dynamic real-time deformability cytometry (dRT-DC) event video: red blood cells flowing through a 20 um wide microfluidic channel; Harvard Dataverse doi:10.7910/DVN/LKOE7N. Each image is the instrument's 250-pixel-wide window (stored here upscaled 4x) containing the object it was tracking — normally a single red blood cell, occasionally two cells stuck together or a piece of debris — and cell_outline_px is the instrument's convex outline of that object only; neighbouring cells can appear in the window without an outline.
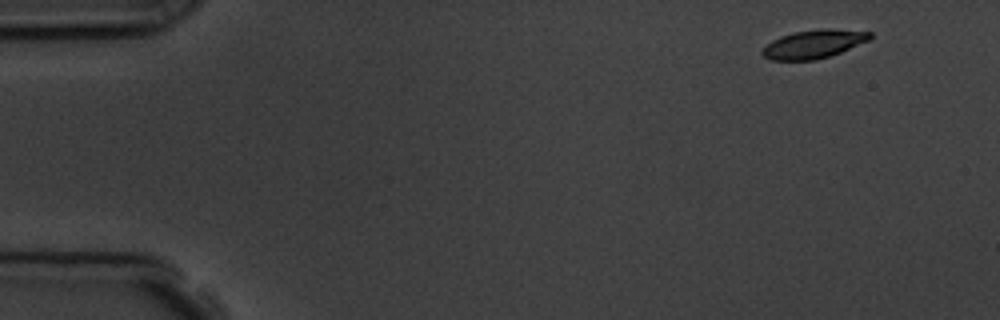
{"species": "common noctule bat (a hibernating species)", "species_latin": "Nyctalus noctula", "temperature_condition": "room temperature", "stored_images_in_passage": 10, "camera_frame_rate_fps": 3000, "um_per_image_px": 0.085, "animal": {"sex": "male", "body_mass_g": 19.5, "forearm_length_mm": 54.6}, "frame": {"image": 1, "passage_image": 1, "time_ms": 0.0, "image_size_px": [1000, 320], "cell_outline_px": [[872, 36], [868, 40], [840, 52], [816, 60], [772, 60], [764, 56], [760, 52], [772, 40], [780, 36], [796, 32], [820, 28], [828, 28], [872, 32]], "centroid_in_image_um": [69.15, 3.74], "position_along_channel_um": 15.8, "area_um2": 17.63}}
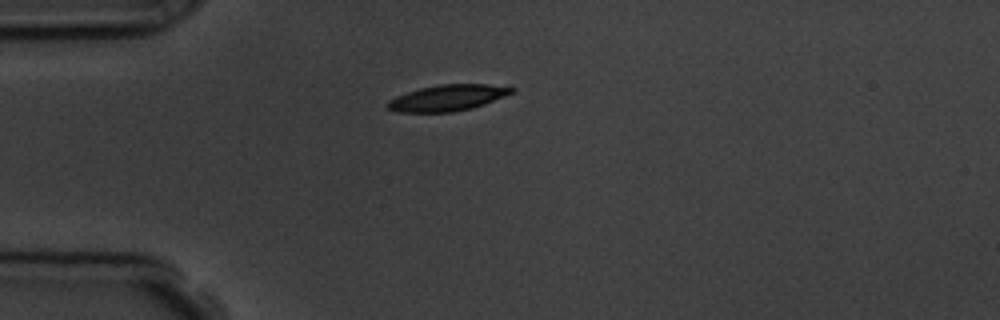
{"frame": {"image": 2, "passage_image": 4, "time_ms": 3.333, "image_size_px": [1000, 320], "cell_outline_px": [[516, 88], [512, 92], [504, 96], [484, 104], [472, 108], [452, 112], [396, 112], [388, 108], [384, 104], [388, 100], [396, 96], [420, 88], [440, 84], [488, 84]], "centroid_in_image_um": [38.0, 8.32], "position_along_channel_um": 47.0, "area_um2": 18.79}}
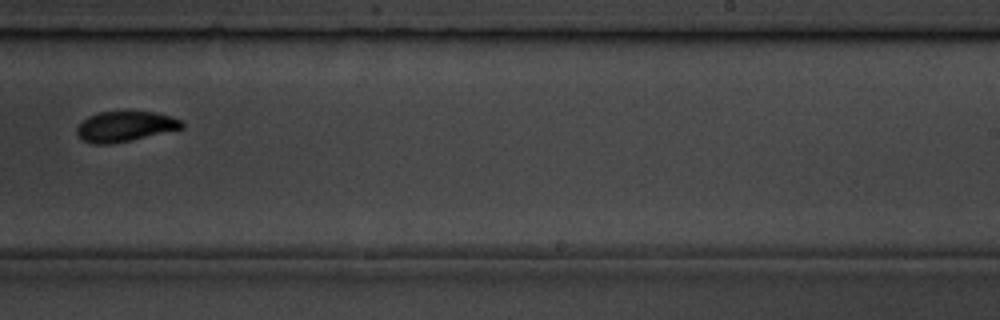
{"frame": {"image": 3, "passage_image": 10, "time_ms": 10.0, "image_size_px": [1000, 320], "cell_outline_px": [[184, 128], [132, 140], [112, 144], [92, 144], [76, 136], [76, 128], [88, 116], [100, 112], [124, 108], [156, 112], [172, 116], [180, 120], [184, 124]], "centroid_in_image_um": [10.64, 10.7], "position_along_channel_um": 278.4, "area_um2": 19.36}}